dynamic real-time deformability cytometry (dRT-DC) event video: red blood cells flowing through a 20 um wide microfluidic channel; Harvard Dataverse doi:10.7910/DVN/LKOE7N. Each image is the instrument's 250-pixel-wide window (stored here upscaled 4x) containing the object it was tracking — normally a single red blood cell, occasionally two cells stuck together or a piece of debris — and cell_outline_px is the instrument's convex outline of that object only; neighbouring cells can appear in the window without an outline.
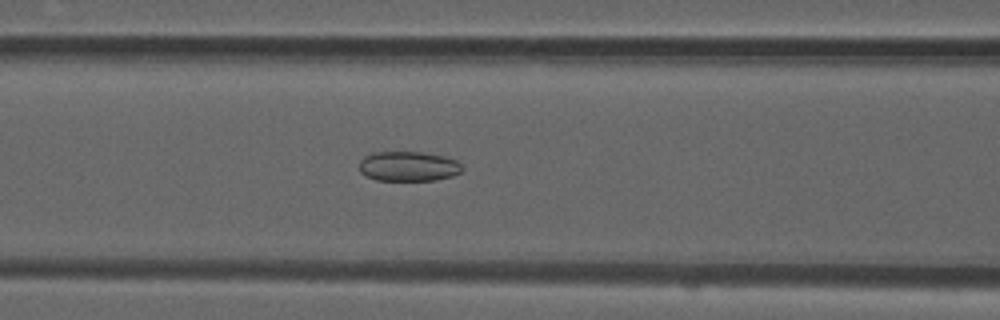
{"species": "common noctule bat (a hibernating species)", "species_latin": "Nyctalus noctula", "temperature_condition": "room temperature", "stored_images_in_passage": 51, "camera_frame_rate_fps": 3000, "um_per_image_px": 0.085, "animal": {"sex": "male", "forearm_length_mm": 52.5}, "frame": {"image": 1, "passage_image": 21, "time_ms": 6.667, "image_size_px": [1000, 320], "cell_outline_px": [[464, 168], [460, 172], [452, 176], [436, 180], [376, 180], [360, 172], [360, 160], [364, 156], [372, 152], [420, 152], [444, 156], [456, 160]], "centroid_in_image_um": [34.71, 14.13], "position_along_channel_um": 131.9, "area_um2": 17.86}}
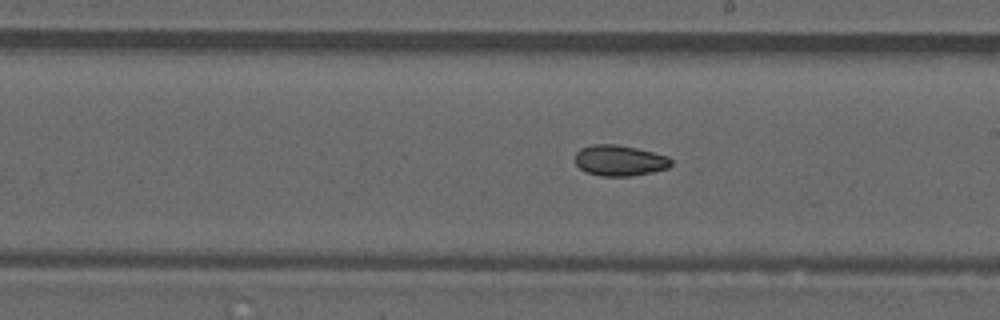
{"frame": {"image": 2, "passage_image": 29, "time_ms": 9.333, "image_size_px": [1000, 320], "cell_outline_px": [[672, 164], [668, 168], [652, 172], [632, 176], [600, 176], [584, 172], [576, 164], [576, 152], [580, 148], [592, 144], [616, 144], [636, 148], [668, 156], [672, 160]], "centroid_in_image_um": [52.66, 13.64], "position_along_channel_um": 236.3, "area_um2": 17.34}}
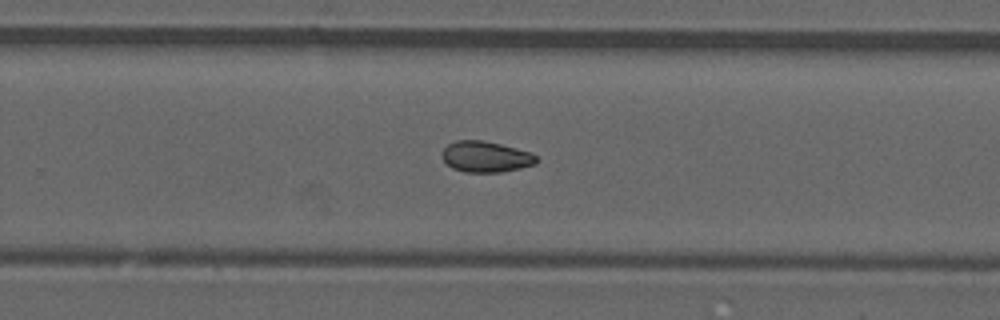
{"frame": {"image": 3, "passage_image": 33, "time_ms": 10.667, "image_size_px": [1000, 320], "cell_outline_px": [[536, 164], [520, 168], [500, 172], [464, 172], [452, 168], [440, 156], [444, 148], [448, 144], [456, 140], [484, 140], [532, 152], [536, 156]], "centroid_in_image_um": [41.27, 13.32], "position_along_channel_um": 288.5, "area_um2": 17.05}, "authors_computed_cell_mechanics": {"area_um2": 17.34, "velocity_mm_per_s": 3.9287, "shape_relaxation_time_tau1_ms": null, "shape_relaxation_time_tau2_ms": 3.9855, "deformation_change_tau1": null, "deformation_change_tau2": 0.0815}}